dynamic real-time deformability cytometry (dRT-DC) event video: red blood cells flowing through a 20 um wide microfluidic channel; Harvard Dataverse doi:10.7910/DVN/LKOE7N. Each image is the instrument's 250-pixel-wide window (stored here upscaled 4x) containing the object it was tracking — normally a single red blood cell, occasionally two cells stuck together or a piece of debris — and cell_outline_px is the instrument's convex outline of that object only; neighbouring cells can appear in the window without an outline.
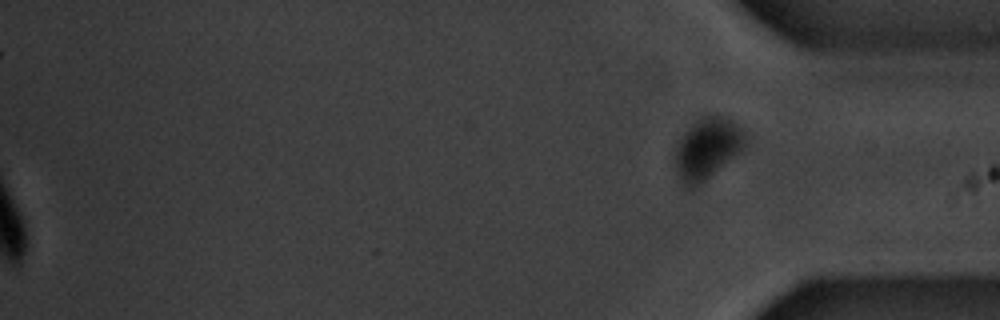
{"species": "common noctule bat (a hibernating species)", "species_latin": "Nyctalus noctula", "temperature_condition": "warm", "stored_images_in_passage": 44, "segment_of_instrument_passage": [2, 2], "camera_frame_rate_fps": 3000, "um_per_image_px": 0.085, "animal": {"sex": "male", "body_mass_g": 20.1, "forearm_length_mm": 53.5}, "frame": {"image": 1, "passage_image": 44, "time_ms": 14.333, "image_size_px": [1000, 320], "cell_outline_px": [[748, 144], [696, 188], [688, 192], [684, 188], [676, 172], [676, 148], [680, 140], [688, 128], [704, 116], [728, 116], [748, 132]], "centroid_in_image_um": [60.16, 12.65], "position_along_channel_um": 375.0, "area_um2": 25.2}}